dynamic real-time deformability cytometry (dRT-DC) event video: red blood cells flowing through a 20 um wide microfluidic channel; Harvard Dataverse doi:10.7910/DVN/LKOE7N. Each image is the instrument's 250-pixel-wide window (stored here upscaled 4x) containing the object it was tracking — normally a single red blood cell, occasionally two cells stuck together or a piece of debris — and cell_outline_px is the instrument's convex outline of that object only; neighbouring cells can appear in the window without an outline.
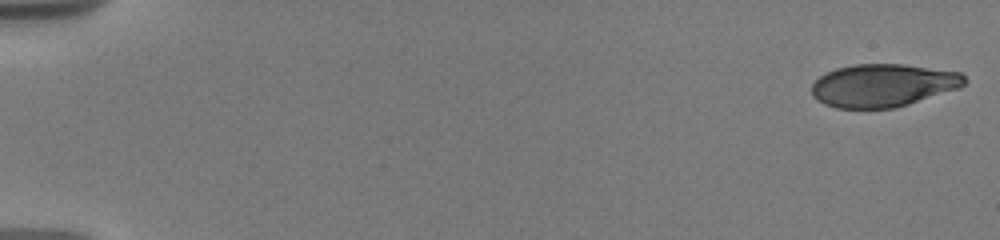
{"species": "human", "species_latin": "Homo sapiens", "temperature_condition": "warm", "stored_images_in_passage": 14, "camera_frame_rate_fps": 3000, "um_per_image_px": 0.085, "donor": {"sex": "male"}, "frame": {"image": 1, "passage_image": 1, "time_ms": 0.0, "image_size_px": [1000, 240], "cell_outline_px": [[968, 80], [960, 88], [908, 104], [892, 108], [836, 108], [824, 104], [812, 96], [812, 84], [820, 76], [836, 68], [852, 64], [904, 64], [960, 72]], "centroid_in_image_um": [75.06, 7.25], "position_along_channel_um": 9.9, "area_um2": 38.21}}
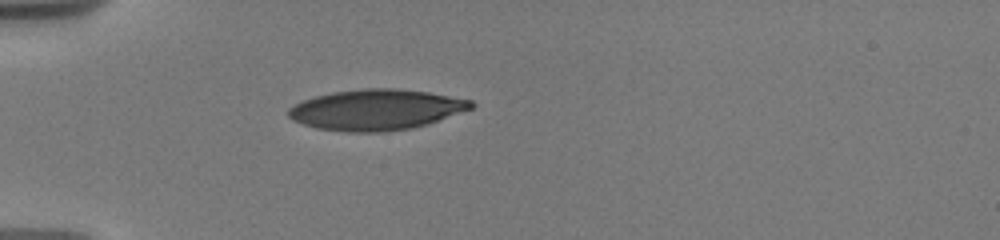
{"frame": {"image": 2, "passage_image": 10, "time_ms": 5.333, "image_size_px": [1000, 240], "cell_outline_px": [[476, 104], [472, 108], [428, 124], [412, 128], [384, 132], [344, 132], [316, 128], [292, 120], [288, 116], [288, 108], [304, 100], [316, 96], [332, 92], [364, 88], [396, 88], [428, 92], [472, 100]], "centroid_in_image_um": [31.98, 9.33], "position_along_channel_um": 53.0, "area_um2": 43.35}}
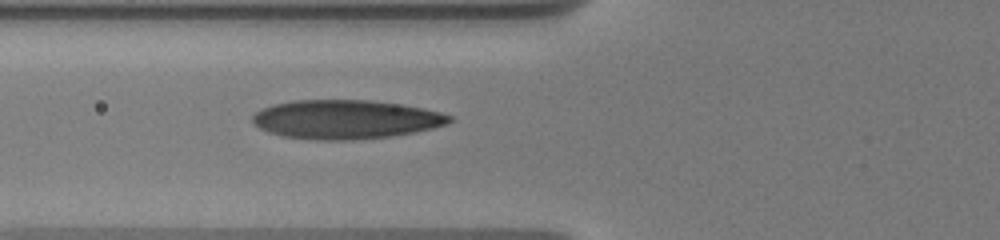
{"frame": {"image": 3, "passage_image": 14, "time_ms": 7.0, "image_size_px": [1000, 240], "cell_outline_px": [[452, 120], [448, 124], [432, 128], [392, 136], [348, 140], [324, 140], [280, 136], [268, 132], [252, 124], [252, 116], [256, 112], [264, 108], [276, 104], [292, 100], [368, 100], [400, 104], [424, 108], [440, 112], [452, 116]], "centroid_in_image_um": [29.37, 10.15], "position_along_channel_um": 96.4, "area_um2": 44.56}}